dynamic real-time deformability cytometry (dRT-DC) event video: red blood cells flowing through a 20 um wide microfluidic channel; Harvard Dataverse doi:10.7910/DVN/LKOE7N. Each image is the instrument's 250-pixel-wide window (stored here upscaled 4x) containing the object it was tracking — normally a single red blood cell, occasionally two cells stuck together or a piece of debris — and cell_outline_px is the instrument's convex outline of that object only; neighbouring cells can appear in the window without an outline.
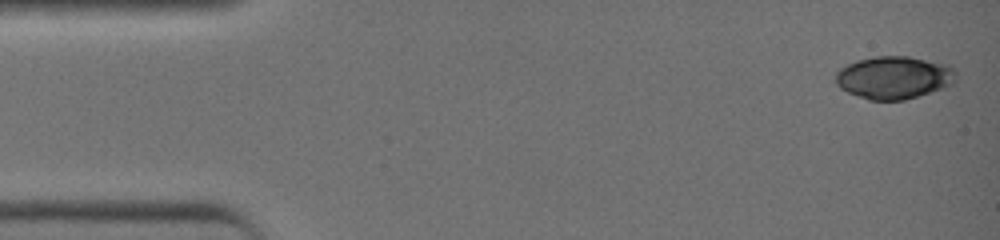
{"species": "common noctule bat (a hibernating species)", "species_latin": "Nyctalus noctula", "temperature_condition": "warm", "stored_images_in_passage": 13, "camera_frame_rate_fps": 3000, "um_per_image_px": 0.085, "animal": {"sex": "female", "body_mass_g": 19.0, "forearm_length_mm": 51.5}, "frame": {"image": 1, "passage_image": 1, "time_ms": 0.0, "image_size_px": [1000, 240], "cell_outline_px": [[956, 80], [952, 84], [944, 88], [904, 100], [868, 100], [848, 92], [840, 88], [836, 84], [836, 72], [840, 68], [856, 60], [876, 56], [908, 56], [948, 64], [956, 72]], "centroid_in_image_um": [75.99, 6.59], "position_along_channel_um": 9.0, "area_um2": 30.06}}
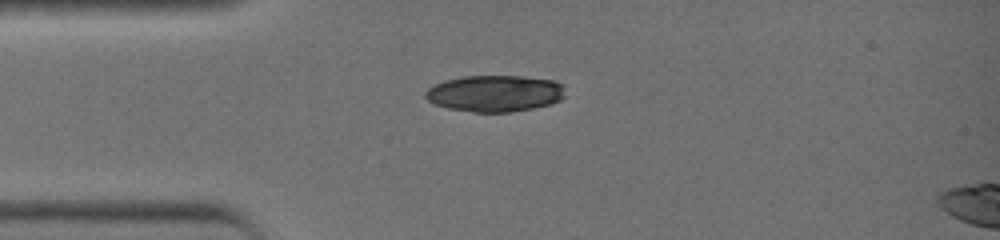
{"frame": {"image": 2, "passage_image": 10, "time_ms": 3.0, "image_size_px": [1000, 240], "cell_outline_px": [[564, 96], [560, 100], [552, 104], [532, 108], [508, 112], [476, 112], [452, 108], [436, 104], [428, 100], [424, 96], [424, 92], [428, 88], [436, 84], [448, 80], [464, 76], [524, 76], [552, 80], [564, 84]], "centroid_in_image_um": [42.11, 7.93], "position_along_channel_um": 42.9, "area_um2": 29.54}}